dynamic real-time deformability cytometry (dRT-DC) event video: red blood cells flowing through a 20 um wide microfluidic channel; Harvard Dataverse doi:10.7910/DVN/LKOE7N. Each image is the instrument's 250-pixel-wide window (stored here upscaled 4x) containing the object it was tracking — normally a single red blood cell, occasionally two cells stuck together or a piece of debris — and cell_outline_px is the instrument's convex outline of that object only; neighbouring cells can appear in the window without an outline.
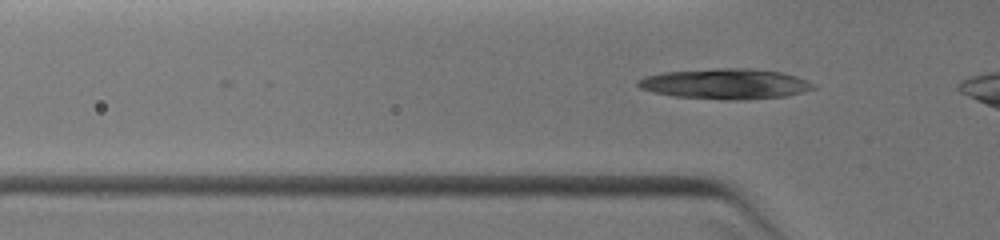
{"species": "common noctule bat (a hibernating species)", "species_latin": "Nyctalus noctula", "temperature_condition": "warm", "stored_images_in_passage": 11, "camera_frame_rate_fps": 3000, "um_per_image_px": 0.085, "animal": {"sex": "female", "body_mass_g": 19.0, "forearm_length_mm": 51.5}, "frame": {"image": 1, "passage_image": 2, "time_ms": 1.0, "image_size_px": [1000, 240], "cell_outline_px": [[816, 88], [804, 92], [784, 96], [744, 100], [728, 100], [672, 96], [652, 92], [640, 88], [636, 84], [636, 80], [644, 76], [664, 72], [716, 68], [752, 68], [780, 72], [796, 76], [808, 80], [816, 84]], "centroid_in_image_um": [61.66, 7.13], "position_along_channel_um": 64.1, "area_um2": 31.39}}
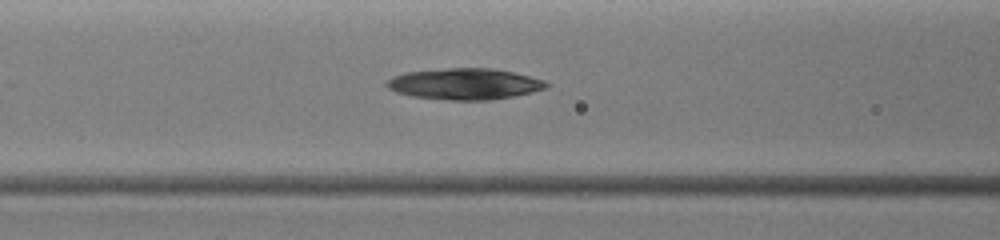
{"frame": {"image": 2, "passage_image": 5, "time_ms": 2.333, "image_size_px": [1000, 240], "cell_outline_px": [[548, 88], [532, 92], [512, 96], [488, 100], [448, 100], [412, 96], [396, 92], [388, 88], [384, 84], [392, 76], [404, 72], [448, 68], [492, 68], [512, 72], [544, 80], [548, 84]], "centroid_in_image_um": [39.46, 7.13], "position_along_channel_um": 127.1, "area_um2": 28.96}}
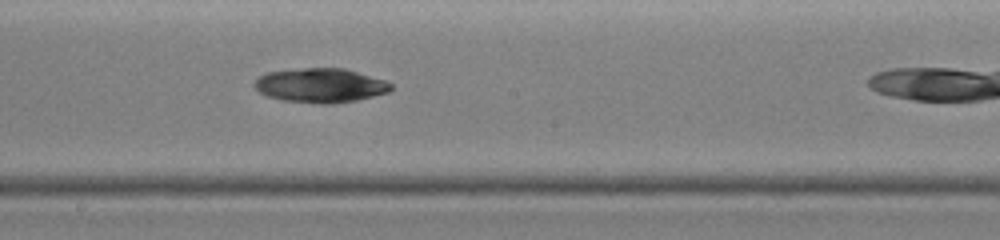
{"frame": {"image": 3, "passage_image": 10, "time_ms": 4.333, "image_size_px": [1000, 240], "cell_outline_px": [[392, 88], [388, 92], [356, 100], [332, 104], [320, 104], [280, 100], [268, 96], [260, 92], [252, 84], [260, 76], [268, 72], [304, 68], [344, 68], [384, 80], [392, 84]], "centroid_in_image_um": [27.22, 7.27], "position_along_channel_um": 221.0, "area_um2": 27.11}}